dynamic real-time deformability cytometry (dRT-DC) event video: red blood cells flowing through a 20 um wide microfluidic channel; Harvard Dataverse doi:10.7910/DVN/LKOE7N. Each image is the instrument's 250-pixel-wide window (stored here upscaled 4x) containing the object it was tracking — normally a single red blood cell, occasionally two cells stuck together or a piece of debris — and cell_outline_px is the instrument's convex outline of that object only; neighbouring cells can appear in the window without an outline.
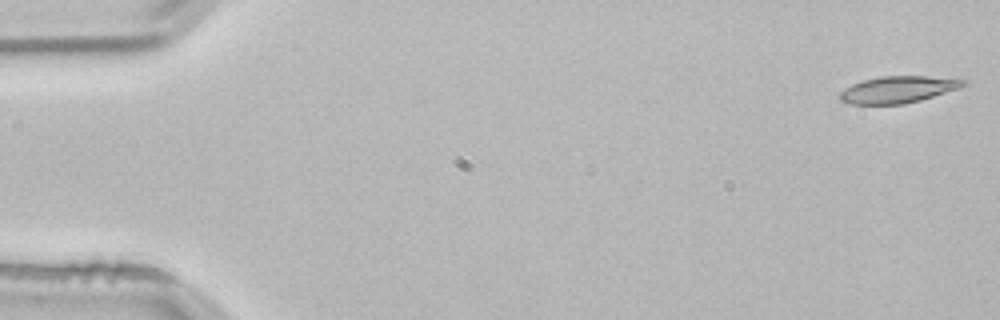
{"species": "common noctule bat (a hibernating species)", "species_latin": "Nyctalus noctula", "temperature_condition": "room temperature", "stored_images_in_passage": 38, "camera_frame_rate_fps": 3000, "um_per_image_px": 0.085, "animal": {"sex": "male", "body_mass_g": 21.5, "forearm_length_mm": 52.0}, "frame": {"image": 1, "passage_image": 1, "time_ms": 0.0, "image_size_px": [1000, 320], "cell_outline_px": [[968, 84], [960, 88], [920, 100], [904, 104], [852, 104], [840, 100], [840, 92], [844, 88], [852, 84], [864, 80], [880, 76], [924, 76], [964, 80]], "centroid_in_image_um": [76.31, 7.61], "position_along_channel_um": 8.7, "area_um2": 19.07}}
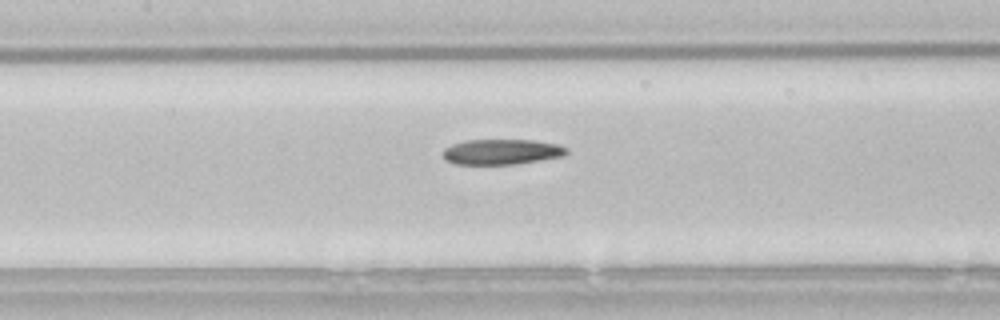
{"frame": {"image": 2, "passage_image": 24, "time_ms": 7.667, "image_size_px": [1000, 320], "cell_outline_px": [[568, 152], [564, 156], [516, 164], [456, 164], [444, 160], [444, 148], [452, 144], [464, 140], [532, 140], [556, 144], [568, 148]], "centroid_in_image_um": [42.63, 12.9], "position_along_channel_um": 164.8, "area_um2": 18.26}}
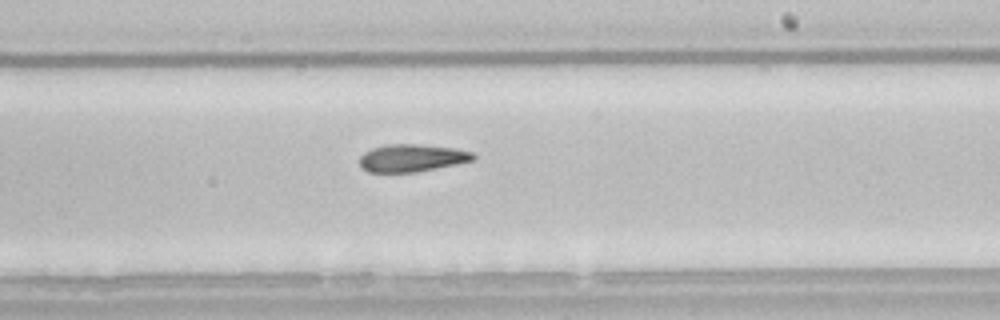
{"frame": {"image": 3, "passage_image": 31, "time_ms": 10.0, "image_size_px": [1000, 320], "cell_outline_px": [[476, 160], [416, 172], [368, 172], [360, 168], [360, 156], [364, 152], [372, 148], [384, 144], [420, 144], [456, 148], [472, 152], [476, 156]], "centroid_in_image_um": [35.01, 13.42], "position_along_channel_um": 254.0, "area_um2": 18.44}}